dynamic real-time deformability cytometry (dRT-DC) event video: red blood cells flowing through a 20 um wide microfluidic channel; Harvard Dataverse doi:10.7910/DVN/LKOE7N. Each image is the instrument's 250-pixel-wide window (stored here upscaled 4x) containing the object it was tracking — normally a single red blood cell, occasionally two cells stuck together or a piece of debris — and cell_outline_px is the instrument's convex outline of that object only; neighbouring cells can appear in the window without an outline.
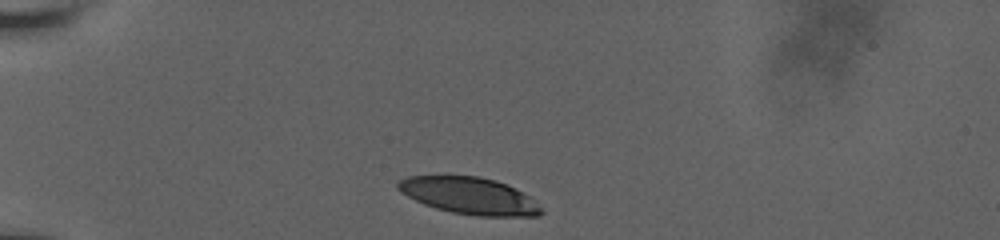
{"species": "human", "species_latin": "Homo sapiens", "temperature_condition": "room temperature", "stored_images_in_passage": 21, "camera_frame_rate_fps": 3000, "um_per_image_px": 0.085, "donor": {"sex": "male"}, "frame": {"image": 1, "passage_image": 1, "time_ms": 0.0, "image_size_px": [1000, 240], "cell_outline_px": [[544, 212], [540, 216], [476, 216], [452, 212], [436, 208], [424, 204], [408, 196], [396, 188], [396, 184], [400, 180], [408, 176], [476, 176], [496, 180], [516, 188], [528, 196], [544, 208]], "centroid_in_image_um": [39.93, 16.65], "position_along_channel_um": 45.1, "area_um2": 30.75}}
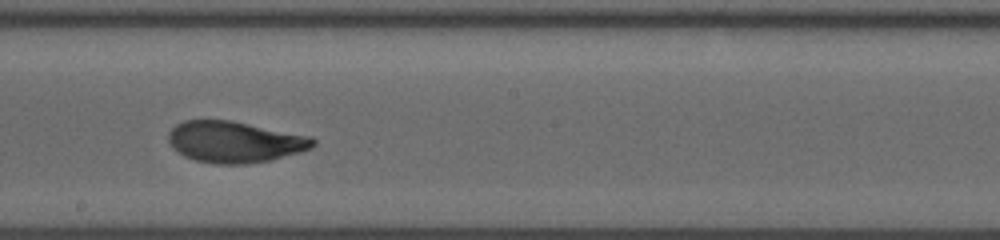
{"frame": {"image": 2, "passage_image": 12, "time_ms": 6.0, "image_size_px": [1000, 240], "cell_outline_px": [[316, 144], [312, 148], [300, 152], [272, 160], [244, 164], [216, 164], [196, 160], [184, 156], [172, 148], [168, 140], [168, 132], [176, 124], [184, 120], [232, 120], [312, 136], [316, 140]], "centroid_in_image_um": [19.97, 12.05], "position_along_channel_um": 228.2, "area_um2": 35.14}}
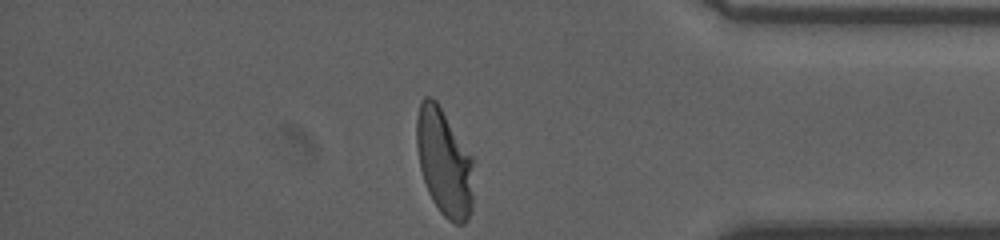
{"frame": {"image": 3, "passage_image": 21, "time_ms": 11.0, "image_size_px": [1000, 240], "cell_outline_px": [[472, 208], [468, 220], [464, 224], [456, 224], [448, 220], [440, 212], [432, 200], [428, 192], [420, 168], [416, 144], [416, 116], [420, 100], [424, 96], [432, 96], [436, 100], [472, 156]], "centroid_in_image_um": [37.74, 13.78], "position_along_channel_um": 397.5, "area_um2": 35.72}, "authors_computed_cell_mechanics": {"area_um2": 35.1424, "velocity_mm_per_s": 3.7626, "shape_relaxation_time_tau1_ms": 4.4148, "shape_relaxation_time_tau2_ms": 1.0057, "deformation_change_tau1": 0.186, "deformation_change_tau2": 0.065}}